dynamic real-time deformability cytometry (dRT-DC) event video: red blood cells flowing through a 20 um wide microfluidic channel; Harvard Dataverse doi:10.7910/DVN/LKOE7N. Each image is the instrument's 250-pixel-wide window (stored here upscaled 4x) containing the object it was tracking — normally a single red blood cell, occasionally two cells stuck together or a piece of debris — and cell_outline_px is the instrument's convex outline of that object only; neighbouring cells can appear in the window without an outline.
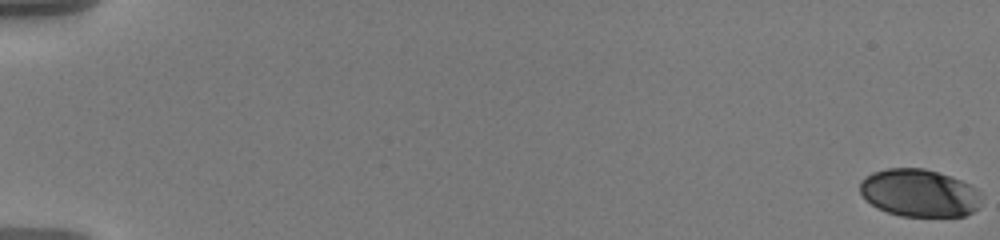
{"species": "human", "species_latin": "Homo sapiens", "temperature_condition": "warm", "stored_images_in_passage": 34, "camera_frame_rate_fps": 3000, "um_per_image_px": 0.085, "donor": {"sex": "male"}, "frame": {"image": 1, "passage_image": 1, "time_ms": 0.0, "image_size_px": [1000, 240], "cell_outline_px": [[980, 196], [976, 208], [972, 212], [964, 216], [900, 216], [876, 208], [864, 200], [860, 192], [860, 180], [872, 172], [888, 168], [924, 168], [960, 180], [976, 188], [980, 192]], "centroid_in_image_um": [78.07, 16.4], "position_along_channel_um": 6.9, "area_um2": 33.64}}
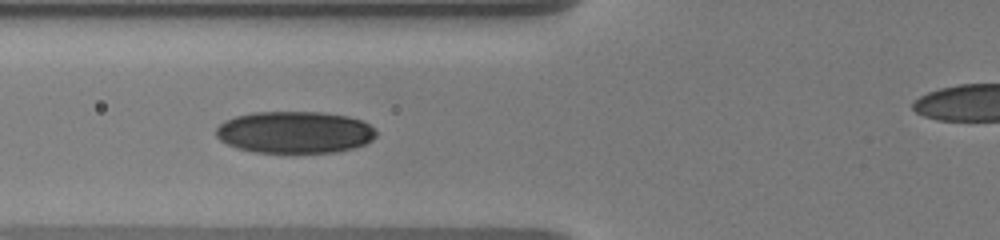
{"frame": {"image": 2, "passage_image": 25, "time_ms": 8.0, "image_size_px": [1000, 240], "cell_outline_px": [[376, 136], [372, 140], [356, 148], [336, 152], [252, 152], [236, 148], [220, 140], [216, 136], [216, 128], [224, 120], [236, 116], [252, 112], [324, 112], [348, 116], [360, 120], [368, 124], [376, 132]], "centroid_in_image_um": [25.03, 11.24], "position_along_channel_um": 100.8, "area_um2": 39.25}}
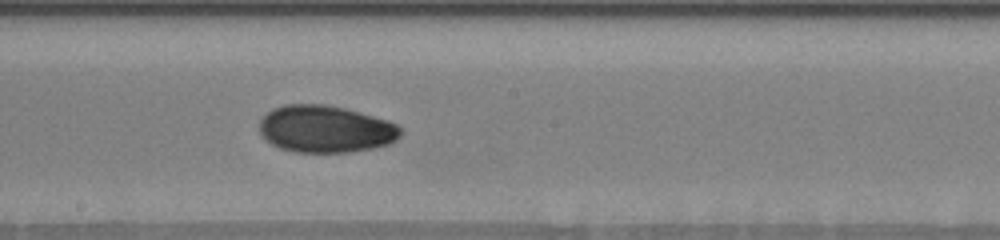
{"frame": {"image": 3, "passage_image": 34, "time_ms": 11.0, "image_size_px": [1000, 240], "cell_outline_px": [[404, 132], [396, 140], [388, 144], [376, 148], [348, 152], [296, 152], [280, 148], [264, 140], [260, 132], [260, 120], [272, 108], [284, 104], [324, 104], [344, 108], [388, 120], [396, 124]], "centroid_in_image_um": [27.67, 10.97], "position_along_channel_um": 220.5, "area_um2": 38.96}}